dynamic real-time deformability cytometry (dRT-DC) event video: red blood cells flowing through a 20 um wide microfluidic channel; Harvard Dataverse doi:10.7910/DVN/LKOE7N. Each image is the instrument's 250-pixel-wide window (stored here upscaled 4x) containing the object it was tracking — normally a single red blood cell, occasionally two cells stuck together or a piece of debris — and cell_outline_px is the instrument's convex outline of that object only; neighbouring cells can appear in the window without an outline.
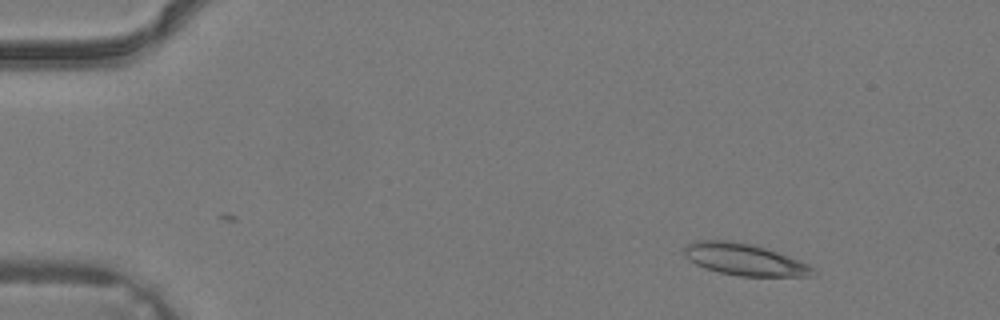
{"species": "common noctule bat (a hibernating species)", "species_latin": "Nyctalus noctula", "temperature_condition": "warm", "stored_images_in_passage": 33, "camera_frame_rate_fps": 3000, "um_per_image_px": 0.085, "animal": {"sex": "male", "body_mass_g": 19.2, "forearm_length_mm": 51.8}, "frame": {"image": 1, "passage_image": 1, "time_ms": 0.0, "image_size_px": [1000, 320], "cell_outline_px": [[816, 272], [812, 276], [740, 276], [720, 272], [696, 264], [684, 256], [684, 248], [688, 244], [696, 240], [732, 240], [756, 244], [788, 256], [808, 264]], "centroid_in_image_um": [63.27, 22.04], "position_along_channel_um": 21.7, "area_um2": 23.76}}
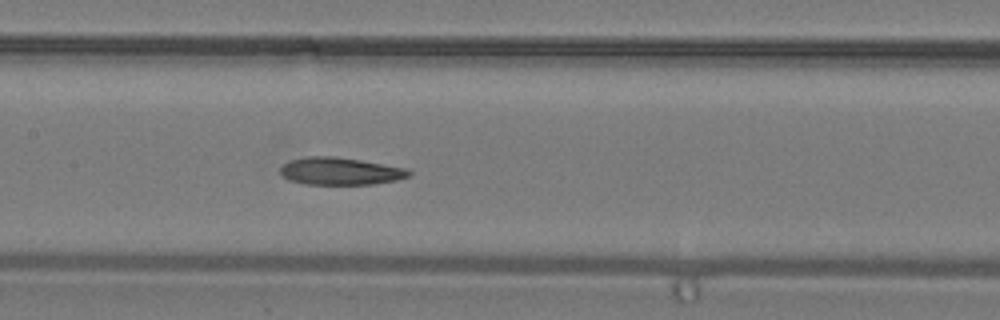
{"frame": {"image": 2, "passage_image": 15, "time_ms": 4.667, "image_size_px": [1000, 320], "cell_outline_px": [[412, 172], [408, 176], [396, 180], [372, 184], [304, 184], [288, 180], [280, 172], [280, 168], [288, 160], [308, 156], [332, 156], [360, 160], [408, 168]], "centroid_in_image_um": [28.9, 14.54], "position_along_channel_um": 178.5, "area_um2": 20.52}}
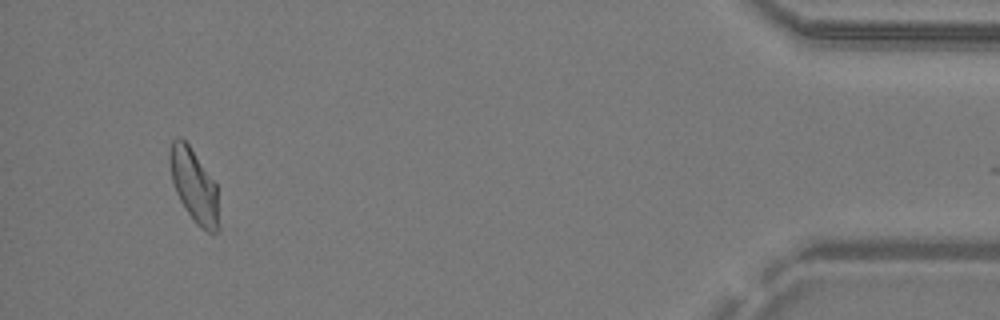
{"frame": {"image": 3, "passage_image": 32, "time_ms": 10.333, "image_size_px": [1000, 320], "cell_outline_px": [[220, 228], [216, 232], [208, 232], [200, 228], [196, 224], [180, 200], [176, 192], [172, 180], [168, 160], [168, 156], [172, 140], [176, 136], [180, 136], [188, 144], [216, 184]], "centroid_in_image_um": [16.49, 15.78], "position_along_channel_um": 418.7, "area_um2": 20.92}}